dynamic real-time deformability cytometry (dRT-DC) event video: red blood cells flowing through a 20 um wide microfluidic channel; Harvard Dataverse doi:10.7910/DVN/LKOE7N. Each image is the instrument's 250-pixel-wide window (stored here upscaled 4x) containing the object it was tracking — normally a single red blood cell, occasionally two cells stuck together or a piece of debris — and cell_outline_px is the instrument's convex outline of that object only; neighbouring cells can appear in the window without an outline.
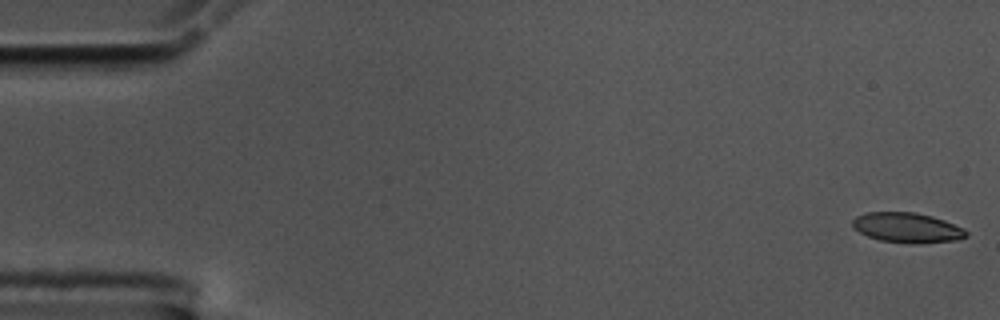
{"species": "common noctule bat (a hibernating species)", "species_latin": "Nyctalus noctula", "temperature_condition": "cold", "stored_images_in_passage": 57, "camera_frame_rate_fps": 3000, "um_per_image_px": 0.085, "animal": {"sex": "male", "body_mass_g": 17.5, "forearm_length_mm": 52.3}, "frame": {"image": 1, "passage_image": 1, "time_ms": 0.0, "image_size_px": [1000, 320], "cell_outline_px": [[968, 236], [960, 240], [920, 244], [912, 244], [880, 240], [868, 236], [852, 228], [852, 220], [856, 216], [868, 212], [916, 212], [932, 216], [944, 220], [964, 228], [968, 232]], "centroid_in_image_um": [77.14, 19.36], "position_along_channel_um": 7.9, "area_um2": 20.17}}
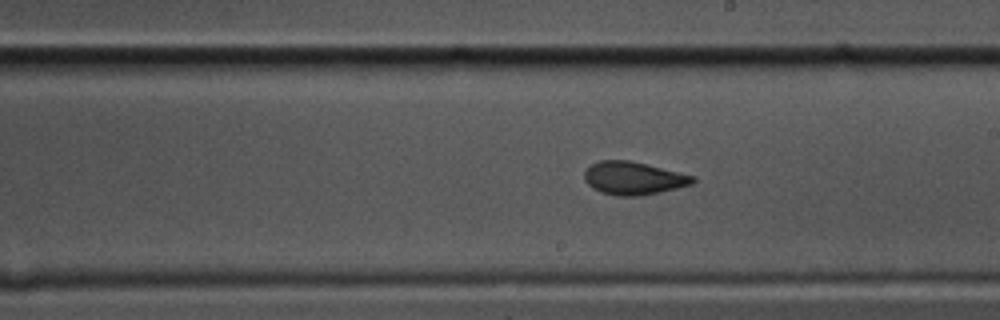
{"frame": {"image": 2, "passage_image": 32, "time_ms": 10.333, "image_size_px": [1000, 320], "cell_outline_px": [[696, 180], [692, 184], [660, 192], [640, 196], [616, 196], [600, 192], [592, 188], [584, 180], [584, 172], [592, 164], [600, 160], [628, 160], [648, 164], [696, 176]], "centroid_in_image_um": [53.85, 15.15], "position_along_channel_um": 235.2, "area_um2": 20.98}}
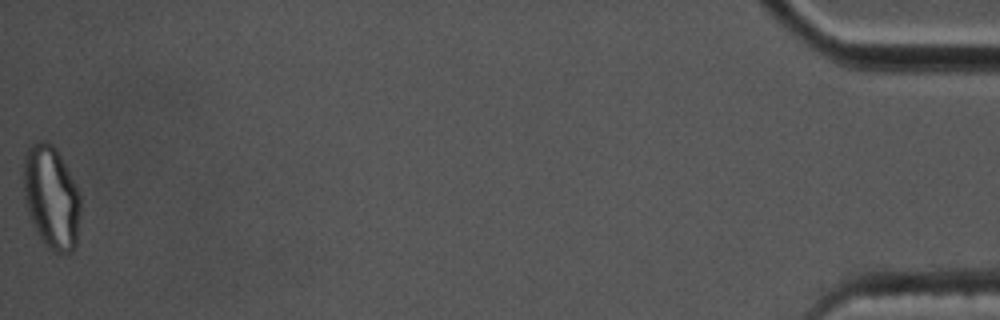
{"frame": {"image": 3, "passage_image": 57, "time_ms": 18.667, "image_size_px": [1000, 320], "cell_outline_px": [[80, 208], [76, 244], [72, 252], [56, 252], [48, 248], [44, 244], [28, 212], [24, 200], [24, 152], [32, 144], [40, 140], [44, 140], [52, 144], [56, 148], [80, 192]], "centroid_in_image_um": [4.36, 16.74], "position_along_channel_um": 430.8, "area_um2": 33.99}, "authors_computed_cell_mechanics": {"area_um2": 20.6924, "velocity_mm_per_s": 3.5297, "shape_relaxation_time_tau1_ms": 5.5659, "shape_relaxation_time_tau2_ms": 1.4884, "deformation_change_tau1": 0.1545, "deformation_change_tau2": 0.0533}}